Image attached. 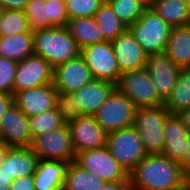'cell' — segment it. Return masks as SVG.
Wrapping results in <instances>:
<instances>
[{
	"label": "cell",
	"instance_id": "33",
	"mask_svg": "<svg viewBox=\"0 0 190 190\" xmlns=\"http://www.w3.org/2000/svg\"><path fill=\"white\" fill-rule=\"evenodd\" d=\"M55 108L61 115L63 123L67 125L82 115L70 93L57 91L55 94Z\"/></svg>",
	"mask_w": 190,
	"mask_h": 190
},
{
	"label": "cell",
	"instance_id": "28",
	"mask_svg": "<svg viewBox=\"0 0 190 190\" xmlns=\"http://www.w3.org/2000/svg\"><path fill=\"white\" fill-rule=\"evenodd\" d=\"M94 19L106 41L116 39L128 28L108 3L101 4Z\"/></svg>",
	"mask_w": 190,
	"mask_h": 190
},
{
	"label": "cell",
	"instance_id": "13",
	"mask_svg": "<svg viewBox=\"0 0 190 190\" xmlns=\"http://www.w3.org/2000/svg\"><path fill=\"white\" fill-rule=\"evenodd\" d=\"M94 77L80 55L53 68V85L57 91L74 93L92 82Z\"/></svg>",
	"mask_w": 190,
	"mask_h": 190
},
{
	"label": "cell",
	"instance_id": "31",
	"mask_svg": "<svg viewBox=\"0 0 190 190\" xmlns=\"http://www.w3.org/2000/svg\"><path fill=\"white\" fill-rule=\"evenodd\" d=\"M109 5L127 27L138 20L148 7L141 0H114Z\"/></svg>",
	"mask_w": 190,
	"mask_h": 190
},
{
	"label": "cell",
	"instance_id": "40",
	"mask_svg": "<svg viewBox=\"0 0 190 190\" xmlns=\"http://www.w3.org/2000/svg\"><path fill=\"white\" fill-rule=\"evenodd\" d=\"M13 104V95L0 92V119L5 111Z\"/></svg>",
	"mask_w": 190,
	"mask_h": 190
},
{
	"label": "cell",
	"instance_id": "27",
	"mask_svg": "<svg viewBox=\"0 0 190 190\" xmlns=\"http://www.w3.org/2000/svg\"><path fill=\"white\" fill-rule=\"evenodd\" d=\"M163 105L171 114L190 108V68L181 69L176 86Z\"/></svg>",
	"mask_w": 190,
	"mask_h": 190
},
{
	"label": "cell",
	"instance_id": "20",
	"mask_svg": "<svg viewBox=\"0 0 190 190\" xmlns=\"http://www.w3.org/2000/svg\"><path fill=\"white\" fill-rule=\"evenodd\" d=\"M187 136L188 131L182 125L178 115L169 113L164 123L162 154L173 161L180 162L184 154Z\"/></svg>",
	"mask_w": 190,
	"mask_h": 190
},
{
	"label": "cell",
	"instance_id": "14",
	"mask_svg": "<svg viewBox=\"0 0 190 190\" xmlns=\"http://www.w3.org/2000/svg\"><path fill=\"white\" fill-rule=\"evenodd\" d=\"M145 69L151 77L158 97L164 102L176 86L181 68L165 54H151Z\"/></svg>",
	"mask_w": 190,
	"mask_h": 190
},
{
	"label": "cell",
	"instance_id": "26",
	"mask_svg": "<svg viewBox=\"0 0 190 190\" xmlns=\"http://www.w3.org/2000/svg\"><path fill=\"white\" fill-rule=\"evenodd\" d=\"M105 183L73 161L66 168L62 190H99Z\"/></svg>",
	"mask_w": 190,
	"mask_h": 190
},
{
	"label": "cell",
	"instance_id": "46",
	"mask_svg": "<svg viewBox=\"0 0 190 190\" xmlns=\"http://www.w3.org/2000/svg\"><path fill=\"white\" fill-rule=\"evenodd\" d=\"M143 3H145L147 6H150L151 3L154 1V0H141Z\"/></svg>",
	"mask_w": 190,
	"mask_h": 190
},
{
	"label": "cell",
	"instance_id": "11",
	"mask_svg": "<svg viewBox=\"0 0 190 190\" xmlns=\"http://www.w3.org/2000/svg\"><path fill=\"white\" fill-rule=\"evenodd\" d=\"M53 83V68L35 54L18 62L14 80V94Z\"/></svg>",
	"mask_w": 190,
	"mask_h": 190
},
{
	"label": "cell",
	"instance_id": "10",
	"mask_svg": "<svg viewBox=\"0 0 190 190\" xmlns=\"http://www.w3.org/2000/svg\"><path fill=\"white\" fill-rule=\"evenodd\" d=\"M81 56L94 79L117 84L121 73L111 41L87 45L81 49Z\"/></svg>",
	"mask_w": 190,
	"mask_h": 190
},
{
	"label": "cell",
	"instance_id": "25",
	"mask_svg": "<svg viewBox=\"0 0 190 190\" xmlns=\"http://www.w3.org/2000/svg\"><path fill=\"white\" fill-rule=\"evenodd\" d=\"M67 28L81 49L87 45L106 41L94 17L71 19Z\"/></svg>",
	"mask_w": 190,
	"mask_h": 190
},
{
	"label": "cell",
	"instance_id": "19",
	"mask_svg": "<svg viewBox=\"0 0 190 190\" xmlns=\"http://www.w3.org/2000/svg\"><path fill=\"white\" fill-rule=\"evenodd\" d=\"M39 159L31 147H10L0 171L13 180L27 175H34Z\"/></svg>",
	"mask_w": 190,
	"mask_h": 190
},
{
	"label": "cell",
	"instance_id": "36",
	"mask_svg": "<svg viewBox=\"0 0 190 190\" xmlns=\"http://www.w3.org/2000/svg\"><path fill=\"white\" fill-rule=\"evenodd\" d=\"M47 19L53 27H67L68 15L66 12L65 1L47 0Z\"/></svg>",
	"mask_w": 190,
	"mask_h": 190
},
{
	"label": "cell",
	"instance_id": "30",
	"mask_svg": "<svg viewBox=\"0 0 190 190\" xmlns=\"http://www.w3.org/2000/svg\"><path fill=\"white\" fill-rule=\"evenodd\" d=\"M29 125L32 139L34 140L37 136L46 134L52 130H55L64 125L61 115L52 108L38 115L29 117Z\"/></svg>",
	"mask_w": 190,
	"mask_h": 190
},
{
	"label": "cell",
	"instance_id": "42",
	"mask_svg": "<svg viewBox=\"0 0 190 190\" xmlns=\"http://www.w3.org/2000/svg\"><path fill=\"white\" fill-rule=\"evenodd\" d=\"M182 125L190 132V108H186L177 113Z\"/></svg>",
	"mask_w": 190,
	"mask_h": 190
},
{
	"label": "cell",
	"instance_id": "41",
	"mask_svg": "<svg viewBox=\"0 0 190 190\" xmlns=\"http://www.w3.org/2000/svg\"><path fill=\"white\" fill-rule=\"evenodd\" d=\"M184 148V154L182 156L181 161L179 162L183 169H185L190 164V132H188L186 145Z\"/></svg>",
	"mask_w": 190,
	"mask_h": 190
},
{
	"label": "cell",
	"instance_id": "44",
	"mask_svg": "<svg viewBox=\"0 0 190 190\" xmlns=\"http://www.w3.org/2000/svg\"><path fill=\"white\" fill-rule=\"evenodd\" d=\"M9 148L10 147L0 142V165L4 162Z\"/></svg>",
	"mask_w": 190,
	"mask_h": 190
},
{
	"label": "cell",
	"instance_id": "21",
	"mask_svg": "<svg viewBox=\"0 0 190 190\" xmlns=\"http://www.w3.org/2000/svg\"><path fill=\"white\" fill-rule=\"evenodd\" d=\"M68 163L39 160L34 174L35 190H62Z\"/></svg>",
	"mask_w": 190,
	"mask_h": 190
},
{
	"label": "cell",
	"instance_id": "38",
	"mask_svg": "<svg viewBox=\"0 0 190 190\" xmlns=\"http://www.w3.org/2000/svg\"><path fill=\"white\" fill-rule=\"evenodd\" d=\"M29 0H0L2 10L24 11Z\"/></svg>",
	"mask_w": 190,
	"mask_h": 190
},
{
	"label": "cell",
	"instance_id": "2",
	"mask_svg": "<svg viewBox=\"0 0 190 190\" xmlns=\"http://www.w3.org/2000/svg\"><path fill=\"white\" fill-rule=\"evenodd\" d=\"M34 54L44 58L52 68L81 55V48L67 27L33 31Z\"/></svg>",
	"mask_w": 190,
	"mask_h": 190
},
{
	"label": "cell",
	"instance_id": "8",
	"mask_svg": "<svg viewBox=\"0 0 190 190\" xmlns=\"http://www.w3.org/2000/svg\"><path fill=\"white\" fill-rule=\"evenodd\" d=\"M116 89L126 95L136 108L163 105L145 68L122 73Z\"/></svg>",
	"mask_w": 190,
	"mask_h": 190
},
{
	"label": "cell",
	"instance_id": "5",
	"mask_svg": "<svg viewBox=\"0 0 190 190\" xmlns=\"http://www.w3.org/2000/svg\"><path fill=\"white\" fill-rule=\"evenodd\" d=\"M74 162L105 182L116 183L128 179L127 171L118 163L106 145L76 153Z\"/></svg>",
	"mask_w": 190,
	"mask_h": 190
},
{
	"label": "cell",
	"instance_id": "34",
	"mask_svg": "<svg viewBox=\"0 0 190 190\" xmlns=\"http://www.w3.org/2000/svg\"><path fill=\"white\" fill-rule=\"evenodd\" d=\"M102 2L100 0H65L69 20L94 17Z\"/></svg>",
	"mask_w": 190,
	"mask_h": 190
},
{
	"label": "cell",
	"instance_id": "18",
	"mask_svg": "<svg viewBox=\"0 0 190 190\" xmlns=\"http://www.w3.org/2000/svg\"><path fill=\"white\" fill-rule=\"evenodd\" d=\"M115 89L116 85L112 82L94 79L71 94L82 115H94Z\"/></svg>",
	"mask_w": 190,
	"mask_h": 190
},
{
	"label": "cell",
	"instance_id": "16",
	"mask_svg": "<svg viewBox=\"0 0 190 190\" xmlns=\"http://www.w3.org/2000/svg\"><path fill=\"white\" fill-rule=\"evenodd\" d=\"M111 43L121 74L145 68L148 55L128 28Z\"/></svg>",
	"mask_w": 190,
	"mask_h": 190
},
{
	"label": "cell",
	"instance_id": "15",
	"mask_svg": "<svg viewBox=\"0 0 190 190\" xmlns=\"http://www.w3.org/2000/svg\"><path fill=\"white\" fill-rule=\"evenodd\" d=\"M75 153L96 149L106 145L107 133L93 115H81L68 124Z\"/></svg>",
	"mask_w": 190,
	"mask_h": 190
},
{
	"label": "cell",
	"instance_id": "39",
	"mask_svg": "<svg viewBox=\"0 0 190 190\" xmlns=\"http://www.w3.org/2000/svg\"><path fill=\"white\" fill-rule=\"evenodd\" d=\"M99 190H132L129 178L123 182L109 183L106 182Z\"/></svg>",
	"mask_w": 190,
	"mask_h": 190
},
{
	"label": "cell",
	"instance_id": "32",
	"mask_svg": "<svg viewBox=\"0 0 190 190\" xmlns=\"http://www.w3.org/2000/svg\"><path fill=\"white\" fill-rule=\"evenodd\" d=\"M44 0H29L25 14L32 31L52 28L53 26L47 19V7Z\"/></svg>",
	"mask_w": 190,
	"mask_h": 190
},
{
	"label": "cell",
	"instance_id": "23",
	"mask_svg": "<svg viewBox=\"0 0 190 190\" xmlns=\"http://www.w3.org/2000/svg\"><path fill=\"white\" fill-rule=\"evenodd\" d=\"M150 7L172 28L190 25L186 0H154Z\"/></svg>",
	"mask_w": 190,
	"mask_h": 190
},
{
	"label": "cell",
	"instance_id": "12",
	"mask_svg": "<svg viewBox=\"0 0 190 190\" xmlns=\"http://www.w3.org/2000/svg\"><path fill=\"white\" fill-rule=\"evenodd\" d=\"M0 142L8 147H31L29 117L14 103L5 111L0 119Z\"/></svg>",
	"mask_w": 190,
	"mask_h": 190
},
{
	"label": "cell",
	"instance_id": "47",
	"mask_svg": "<svg viewBox=\"0 0 190 190\" xmlns=\"http://www.w3.org/2000/svg\"><path fill=\"white\" fill-rule=\"evenodd\" d=\"M102 3H110V2H112V1H114V0H100Z\"/></svg>",
	"mask_w": 190,
	"mask_h": 190
},
{
	"label": "cell",
	"instance_id": "45",
	"mask_svg": "<svg viewBox=\"0 0 190 190\" xmlns=\"http://www.w3.org/2000/svg\"><path fill=\"white\" fill-rule=\"evenodd\" d=\"M184 179L187 189L190 190V164L184 169Z\"/></svg>",
	"mask_w": 190,
	"mask_h": 190
},
{
	"label": "cell",
	"instance_id": "24",
	"mask_svg": "<svg viewBox=\"0 0 190 190\" xmlns=\"http://www.w3.org/2000/svg\"><path fill=\"white\" fill-rule=\"evenodd\" d=\"M33 54V34L0 36V57L18 63Z\"/></svg>",
	"mask_w": 190,
	"mask_h": 190
},
{
	"label": "cell",
	"instance_id": "1",
	"mask_svg": "<svg viewBox=\"0 0 190 190\" xmlns=\"http://www.w3.org/2000/svg\"><path fill=\"white\" fill-rule=\"evenodd\" d=\"M128 178L132 190H188L184 169L163 154L146 155Z\"/></svg>",
	"mask_w": 190,
	"mask_h": 190
},
{
	"label": "cell",
	"instance_id": "6",
	"mask_svg": "<svg viewBox=\"0 0 190 190\" xmlns=\"http://www.w3.org/2000/svg\"><path fill=\"white\" fill-rule=\"evenodd\" d=\"M135 110L133 102L115 89L93 116L109 134L133 126Z\"/></svg>",
	"mask_w": 190,
	"mask_h": 190
},
{
	"label": "cell",
	"instance_id": "4",
	"mask_svg": "<svg viewBox=\"0 0 190 190\" xmlns=\"http://www.w3.org/2000/svg\"><path fill=\"white\" fill-rule=\"evenodd\" d=\"M168 114L164 105L136 108L133 127L138 132L147 155L162 154L163 129Z\"/></svg>",
	"mask_w": 190,
	"mask_h": 190
},
{
	"label": "cell",
	"instance_id": "3",
	"mask_svg": "<svg viewBox=\"0 0 190 190\" xmlns=\"http://www.w3.org/2000/svg\"><path fill=\"white\" fill-rule=\"evenodd\" d=\"M171 28L150 6L128 27L147 55L164 53Z\"/></svg>",
	"mask_w": 190,
	"mask_h": 190
},
{
	"label": "cell",
	"instance_id": "48",
	"mask_svg": "<svg viewBox=\"0 0 190 190\" xmlns=\"http://www.w3.org/2000/svg\"><path fill=\"white\" fill-rule=\"evenodd\" d=\"M1 19H2V9L0 8V22H1Z\"/></svg>",
	"mask_w": 190,
	"mask_h": 190
},
{
	"label": "cell",
	"instance_id": "17",
	"mask_svg": "<svg viewBox=\"0 0 190 190\" xmlns=\"http://www.w3.org/2000/svg\"><path fill=\"white\" fill-rule=\"evenodd\" d=\"M53 83L31 88L13 95V103L27 116L32 117L55 107Z\"/></svg>",
	"mask_w": 190,
	"mask_h": 190
},
{
	"label": "cell",
	"instance_id": "37",
	"mask_svg": "<svg viewBox=\"0 0 190 190\" xmlns=\"http://www.w3.org/2000/svg\"><path fill=\"white\" fill-rule=\"evenodd\" d=\"M10 190H35L34 175H27L14 179Z\"/></svg>",
	"mask_w": 190,
	"mask_h": 190
},
{
	"label": "cell",
	"instance_id": "35",
	"mask_svg": "<svg viewBox=\"0 0 190 190\" xmlns=\"http://www.w3.org/2000/svg\"><path fill=\"white\" fill-rule=\"evenodd\" d=\"M18 63L0 57V92L14 95V80Z\"/></svg>",
	"mask_w": 190,
	"mask_h": 190
},
{
	"label": "cell",
	"instance_id": "9",
	"mask_svg": "<svg viewBox=\"0 0 190 190\" xmlns=\"http://www.w3.org/2000/svg\"><path fill=\"white\" fill-rule=\"evenodd\" d=\"M31 148L39 160H61L69 163L76 156L67 124L37 136Z\"/></svg>",
	"mask_w": 190,
	"mask_h": 190
},
{
	"label": "cell",
	"instance_id": "22",
	"mask_svg": "<svg viewBox=\"0 0 190 190\" xmlns=\"http://www.w3.org/2000/svg\"><path fill=\"white\" fill-rule=\"evenodd\" d=\"M164 53L179 68H190V25L171 28Z\"/></svg>",
	"mask_w": 190,
	"mask_h": 190
},
{
	"label": "cell",
	"instance_id": "43",
	"mask_svg": "<svg viewBox=\"0 0 190 190\" xmlns=\"http://www.w3.org/2000/svg\"><path fill=\"white\" fill-rule=\"evenodd\" d=\"M13 179L0 171V190H10Z\"/></svg>",
	"mask_w": 190,
	"mask_h": 190
},
{
	"label": "cell",
	"instance_id": "29",
	"mask_svg": "<svg viewBox=\"0 0 190 190\" xmlns=\"http://www.w3.org/2000/svg\"><path fill=\"white\" fill-rule=\"evenodd\" d=\"M25 11L2 10L0 22V36H11L15 34H32Z\"/></svg>",
	"mask_w": 190,
	"mask_h": 190
},
{
	"label": "cell",
	"instance_id": "7",
	"mask_svg": "<svg viewBox=\"0 0 190 190\" xmlns=\"http://www.w3.org/2000/svg\"><path fill=\"white\" fill-rule=\"evenodd\" d=\"M106 146L128 174L147 155L133 126L107 134Z\"/></svg>",
	"mask_w": 190,
	"mask_h": 190
},
{
	"label": "cell",
	"instance_id": "49",
	"mask_svg": "<svg viewBox=\"0 0 190 190\" xmlns=\"http://www.w3.org/2000/svg\"><path fill=\"white\" fill-rule=\"evenodd\" d=\"M186 1L188 3L189 9H190V0H186Z\"/></svg>",
	"mask_w": 190,
	"mask_h": 190
}]
</instances>
